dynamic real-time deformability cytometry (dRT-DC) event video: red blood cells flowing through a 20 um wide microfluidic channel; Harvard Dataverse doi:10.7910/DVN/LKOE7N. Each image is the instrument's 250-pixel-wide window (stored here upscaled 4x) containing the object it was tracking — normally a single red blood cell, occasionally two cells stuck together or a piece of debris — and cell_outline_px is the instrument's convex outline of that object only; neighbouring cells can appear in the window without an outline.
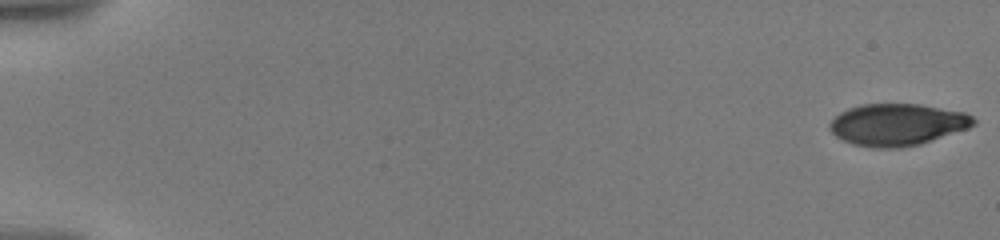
{"species": "human", "species_latin": "Homo sapiens", "temperature_condition": "warm", "stored_images_in_passage": 15, "camera_frame_rate_fps": 3000, "um_per_image_px": 0.085, "donor": {"sex": "male"}, "frame": {"image": 1, "passage_image": 1, "time_ms": 0.0, "image_size_px": [1000, 240], "cell_outline_px": [[976, 124], [968, 128], [920, 144], [900, 148], [872, 148], [852, 144], [836, 136], [828, 128], [828, 124], [840, 112], [848, 108], [860, 104], [920, 104], [964, 112], [972, 116], [976, 120]], "centroid_in_image_um": [76.25, 10.59], "position_along_channel_um": 8.7, "area_um2": 35.2}}
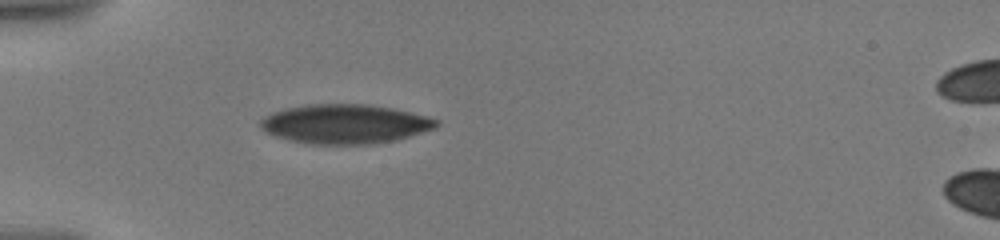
{"frame": {"image": 2, "passage_image": 9, "time_ms": 6.0, "image_size_px": [1000, 240], "cell_outline_px": [[440, 124], [436, 128], [396, 140], [372, 144], [308, 144], [288, 140], [276, 136], [260, 128], [260, 120], [264, 116], [272, 112], [284, 108], [304, 104], [372, 104], [392, 108], [428, 116], [440, 120]], "centroid_in_image_um": [29.33, 10.53], "position_along_channel_um": 55.7, "area_um2": 40.69}}
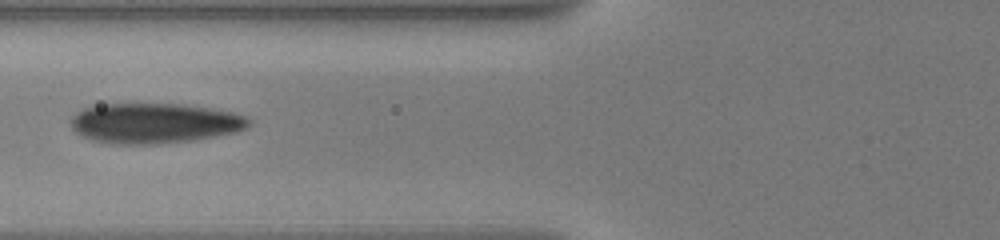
{"frame": {"image": 3, "passage_image": 13, "time_ms": 8.0, "image_size_px": [1000, 240], "cell_outline_px": [[252, 124], [248, 128], [236, 132], [188, 140], [156, 144], [116, 144], [92, 140], [80, 136], [72, 128], [68, 120], [76, 112], [84, 108], [104, 104], [184, 104], [212, 108], [232, 112], [244, 116], [252, 120]], "centroid_in_image_um": [13.11, 10.46], "position_along_channel_um": 112.7, "area_um2": 41.79}}